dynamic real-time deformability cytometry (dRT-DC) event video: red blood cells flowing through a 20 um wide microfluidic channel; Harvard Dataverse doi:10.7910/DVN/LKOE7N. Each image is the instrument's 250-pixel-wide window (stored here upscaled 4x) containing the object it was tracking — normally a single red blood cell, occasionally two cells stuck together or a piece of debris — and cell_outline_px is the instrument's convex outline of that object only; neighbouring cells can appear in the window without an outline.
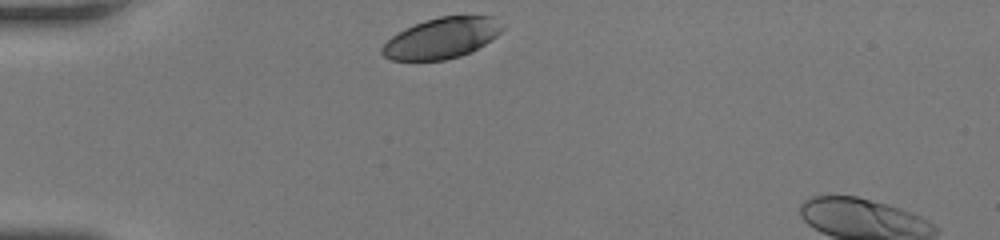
{"species": "human", "species_latin": "Homo sapiens", "temperature_condition": "room temperature", "stored_images_in_passage": 28, "camera_frame_rate_fps": 3000, "um_per_image_px": 0.085, "donor": {"sex": "female"}, "frame": {"image": 1, "passage_image": 1, "time_ms": 0.0, "image_size_px": [1000, 240], "cell_outline_px": [[504, 28], [496, 36], [472, 52], [460, 56], [444, 60], [392, 60], [384, 56], [380, 52], [380, 48], [392, 36], [424, 20], [440, 16], [492, 16]], "centroid_in_image_um": [37.54, 3.25], "position_along_channel_um": 47.5, "area_um2": 28.21}}
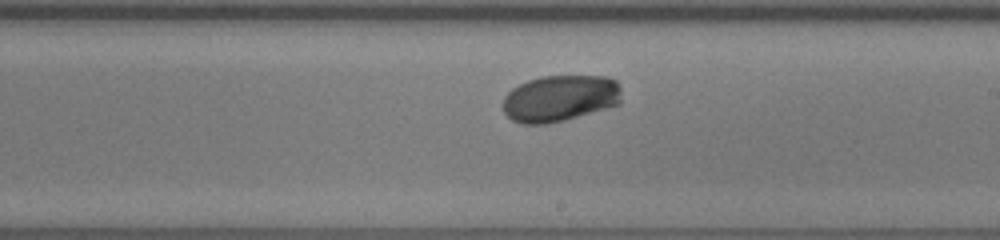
{"frame": {"image": 2, "passage_image": 17, "time_ms": 5.333, "image_size_px": [1000, 240], "cell_outline_px": [[620, 104], [608, 108], [564, 120], [544, 124], [524, 124], [512, 120], [504, 112], [504, 96], [512, 88], [528, 80], [544, 76], [608, 76], [616, 80], [620, 84]], "centroid_in_image_um": [47.62, 8.35], "position_along_channel_um": 241.4, "area_um2": 32.19}}
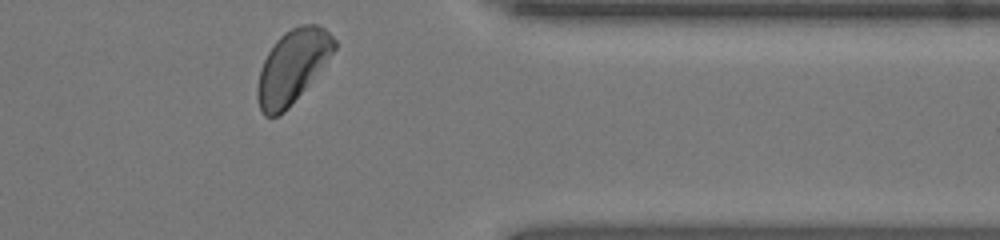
{"frame": {"image": 3, "passage_image": 28, "time_ms": 9.0, "image_size_px": [1000, 240], "cell_outline_px": [[336, 48], [288, 108], [284, 112], [276, 116], [264, 116], [260, 112], [256, 96], [256, 88], [260, 68], [268, 52], [276, 40], [284, 32], [300, 24], [316, 24], [324, 28], [336, 40]], "centroid_in_image_um": [24.8, 5.65], "position_along_channel_um": 386.6, "area_um2": 32.25}, "authors_computed_cell_mechanics": {"area_um2": 32.1368, "velocity_mm_per_s": 4.2039, "shape_relaxation_time_tau1_ms": 1.9322, "shape_relaxation_time_tau2_ms": null, "deformation_change_tau1": 0.0809, "deformation_change_tau2": null}}